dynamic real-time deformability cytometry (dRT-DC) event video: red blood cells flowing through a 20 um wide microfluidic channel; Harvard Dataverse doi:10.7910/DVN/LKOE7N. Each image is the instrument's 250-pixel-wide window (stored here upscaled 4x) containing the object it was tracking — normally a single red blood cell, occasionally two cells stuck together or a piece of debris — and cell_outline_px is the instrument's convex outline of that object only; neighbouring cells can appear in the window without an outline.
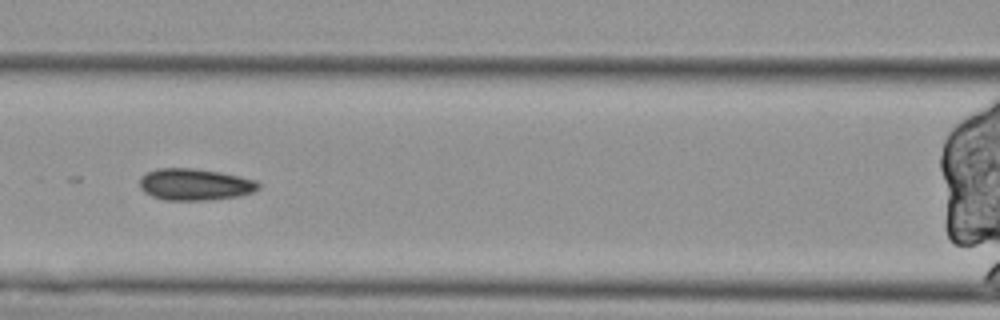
{"species": "Egyptian fruit bat (a non-hibernating species)", "species_latin": "Rousettus aegyptiacus", "temperature_condition": "cold", "stored_images_in_passage": 38, "camera_frame_rate_fps": 3000, "um_per_image_px": 0.085, "animal": {"sex": "female"}, "frame": {"image": 1, "passage_image": 7, "time_ms": 2.0, "image_size_px": [1000, 320], "cell_outline_px": [[260, 188], [252, 192], [240, 196], [208, 200], [164, 200], [152, 196], [144, 192], [140, 188], [140, 176], [156, 168], [196, 168], [220, 172], [240, 176], [256, 180], [260, 184]], "centroid_in_image_um": [16.57, 15.67], "position_along_channel_um": 150.0, "area_um2": 22.14}}
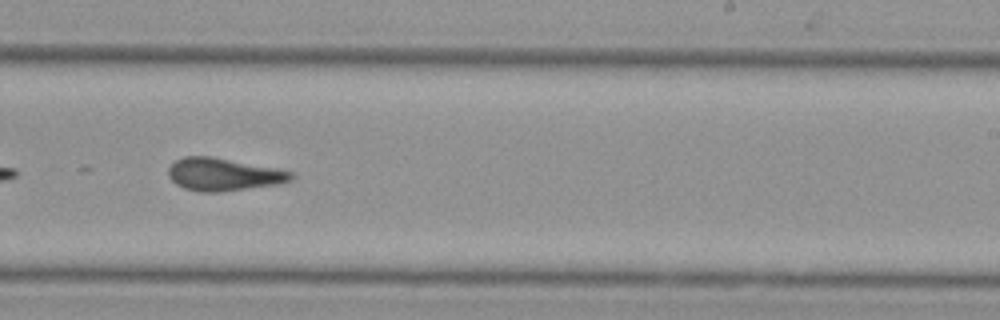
{"frame": {"image": 2, "passage_image": 18, "time_ms": 5.667, "image_size_px": [1000, 320], "cell_outline_px": [[296, 176], [292, 180], [280, 184], [220, 192], [200, 192], [184, 188], [176, 184], [168, 176], [168, 168], [176, 160], [184, 156], [212, 156], [276, 168], [292, 172]], "centroid_in_image_um": [19.01, 14.83], "position_along_channel_um": 270.0, "area_um2": 23.52}}
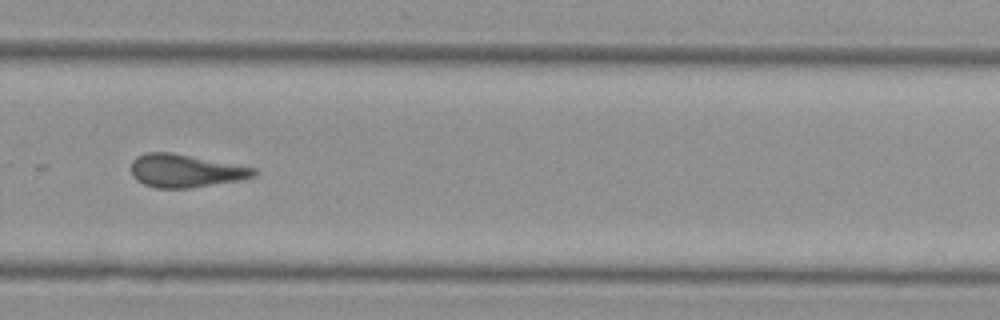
{"frame": {"image": 3, "passage_image": 22, "time_ms": 7.0, "image_size_px": [1000, 320], "cell_outline_px": [[256, 176], [240, 180], [188, 188], [156, 188], [144, 184], [136, 180], [132, 176], [132, 160], [136, 156], [148, 152], [172, 152], [256, 168]], "centroid_in_image_um": [15.74, 14.51], "position_along_channel_um": 314.1, "area_um2": 23.58}}